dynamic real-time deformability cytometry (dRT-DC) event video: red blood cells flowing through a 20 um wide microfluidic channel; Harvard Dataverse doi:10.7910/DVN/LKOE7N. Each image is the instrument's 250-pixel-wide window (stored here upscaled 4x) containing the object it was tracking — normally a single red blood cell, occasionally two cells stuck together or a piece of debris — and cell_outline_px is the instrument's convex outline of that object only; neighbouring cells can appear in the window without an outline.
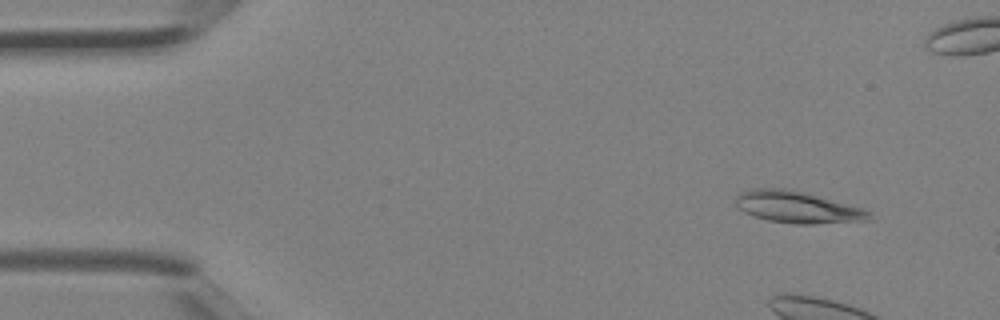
{"species": "Egyptian fruit bat (a non-hibernating species)", "species_latin": "Rousettus aegyptiacus", "temperature_condition": "room temperature", "stored_images_in_passage": 4, "camera_frame_rate_fps": 3000, "um_per_image_px": 0.085, "animal": {"sex": "female"}, "frame": {"image": 1, "passage_image": 1, "time_ms": 0.0, "image_size_px": [1000, 320], "cell_outline_px": [[872, 220], [816, 224], [796, 224], [768, 220], [752, 216], [744, 212], [736, 204], [736, 196], [740, 192], [752, 188], [792, 188], [864, 208], [872, 212]], "centroid_in_image_um": [67.82, 17.6], "position_along_channel_um": 17.2, "area_um2": 25.14}}